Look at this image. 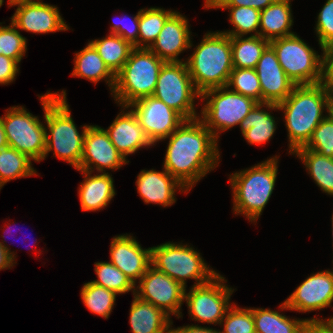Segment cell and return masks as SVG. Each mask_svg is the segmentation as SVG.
Wrapping results in <instances>:
<instances>
[{
    "instance_id": "cell-1",
    "label": "cell",
    "mask_w": 333,
    "mask_h": 333,
    "mask_svg": "<svg viewBox=\"0 0 333 333\" xmlns=\"http://www.w3.org/2000/svg\"><path fill=\"white\" fill-rule=\"evenodd\" d=\"M168 138L163 168L190 191L218 166V140L199 118L185 120Z\"/></svg>"
},
{
    "instance_id": "cell-2",
    "label": "cell",
    "mask_w": 333,
    "mask_h": 333,
    "mask_svg": "<svg viewBox=\"0 0 333 333\" xmlns=\"http://www.w3.org/2000/svg\"><path fill=\"white\" fill-rule=\"evenodd\" d=\"M284 110L285 126L288 131L289 153L305 147L318 124L329 113L328 93L325 84L296 85L290 95L277 104ZM326 107V108H325ZM325 108V109H324Z\"/></svg>"
},
{
    "instance_id": "cell-3",
    "label": "cell",
    "mask_w": 333,
    "mask_h": 333,
    "mask_svg": "<svg viewBox=\"0 0 333 333\" xmlns=\"http://www.w3.org/2000/svg\"><path fill=\"white\" fill-rule=\"evenodd\" d=\"M39 97L44 110V121L47 125L44 159L51 150H54V156L77 169L80 166L84 136L89 125H84L81 134H79L71 117L66 91L63 90L59 94L47 92Z\"/></svg>"
},
{
    "instance_id": "cell-4",
    "label": "cell",
    "mask_w": 333,
    "mask_h": 333,
    "mask_svg": "<svg viewBox=\"0 0 333 333\" xmlns=\"http://www.w3.org/2000/svg\"><path fill=\"white\" fill-rule=\"evenodd\" d=\"M185 62L200 94L226 86L233 70L231 37L219 31L207 32Z\"/></svg>"
},
{
    "instance_id": "cell-5",
    "label": "cell",
    "mask_w": 333,
    "mask_h": 333,
    "mask_svg": "<svg viewBox=\"0 0 333 333\" xmlns=\"http://www.w3.org/2000/svg\"><path fill=\"white\" fill-rule=\"evenodd\" d=\"M277 162L275 156L230 175L235 214L245 215L251 222H256L274 190L278 171Z\"/></svg>"
},
{
    "instance_id": "cell-6",
    "label": "cell",
    "mask_w": 333,
    "mask_h": 333,
    "mask_svg": "<svg viewBox=\"0 0 333 333\" xmlns=\"http://www.w3.org/2000/svg\"><path fill=\"white\" fill-rule=\"evenodd\" d=\"M165 61L147 48H134L129 59L116 74L115 86L111 95L122 106L135 100L153 96L159 72Z\"/></svg>"
},
{
    "instance_id": "cell-7",
    "label": "cell",
    "mask_w": 333,
    "mask_h": 333,
    "mask_svg": "<svg viewBox=\"0 0 333 333\" xmlns=\"http://www.w3.org/2000/svg\"><path fill=\"white\" fill-rule=\"evenodd\" d=\"M151 249V266L186 288V279H195L194 286L209 282L218 273L208 267L193 247L171 242Z\"/></svg>"
},
{
    "instance_id": "cell-8",
    "label": "cell",
    "mask_w": 333,
    "mask_h": 333,
    "mask_svg": "<svg viewBox=\"0 0 333 333\" xmlns=\"http://www.w3.org/2000/svg\"><path fill=\"white\" fill-rule=\"evenodd\" d=\"M279 64L295 85L323 82V55L305 43L297 34L269 42Z\"/></svg>"
},
{
    "instance_id": "cell-9",
    "label": "cell",
    "mask_w": 333,
    "mask_h": 333,
    "mask_svg": "<svg viewBox=\"0 0 333 333\" xmlns=\"http://www.w3.org/2000/svg\"><path fill=\"white\" fill-rule=\"evenodd\" d=\"M201 99L206 103L199 119L218 140L219 131L239 125L258 103L254 99L232 91L227 86L204 91Z\"/></svg>"
},
{
    "instance_id": "cell-10",
    "label": "cell",
    "mask_w": 333,
    "mask_h": 333,
    "mask_svg": "<svg viewBox=\"0 0 333 333\" xmlns=\"http://www.w3.org/2000/svg\"><path fill=\"white\" fill-rule=\"evenodd\" d=\"M153 96L177 111L186 120L200 117L196 114L194 99L201 94L193 84L185 60L163 64Z\"/></svg>"
},
{
    "instance_id": "cell-11",
    "label": "cell",
    "mask_w": 333,
    "mask_h": 333,
    "mask_svg": "<svg viewBox=\"0 0 333 333\" xmlns=\"http://www.w3.org/2000/svg\"><path fill=\"white\" fill-rule=\"evenodd\" d=\"M6 111L0 118L8 146L36 162L44 160L46 127L37 116L27 112L22 106H13Z\"/></svg>"
},
{
    "instance_id": "cell-12",
    "label": "cell",
    "mask_w": 333,
    "mask_h": 333,
    "mask_svg": "<svg viewBox=\"0 0 333 333\" xmlns=\"http://www.w3.org/2000/svg\"><path fill=\"white\" fill-rule=\"evenodd\" d=\"M225 278L219 273L209 282L190 288L189 293H184V300L189 309V315L195 321L209 324H220L225 317L230 304L233 288L224 282Z\"/></svg>"
},
{
    "instance_id": "cell-13",
    "label": "cell",
    "mask_w": 333,
    "mask_h": 333,
    "mask_svg": "<svg viewBox=\"0 0 333 333\" xmlns=\"http://www.w3.org/2000/svg\"><path fill=\"white\" fill-rule=\"evenodd\" d=\"M138 283L135 296L162 309L169 316H182L180 310L186 288L179 282L150 265Z\"/></svg>"
},
{
    "instance_id": "cell-14",
    "label": "cell",
    "mask_w": 333,
    "mask_h": 333,
    "mask_svg": "<svg viewBox=\"0 0 333 333\" xmlns=\"http://www.w3.org/2000/svg\"><path fill=\"white\" fill-rule=\"evenodd\" d=\"M130 107L153 145L160 140H165L186 120L154 96L135 100L130 105L124 106L123 110Z\"/></svg>"
},
{
    "instance_id": "cell-15",
    "label": "cell",
    "mask_w": 333,
    "mask_h": 333,
    "mask_svg": "<svg viewBox=\"0 0 333 333\" xmlns=\"http://www.w3.org/2000/svg\"><path fill=\"white\" fill-rule=\"evenodd\" d=\"M332 302L333 270H326L307 277L279 307L305 313L332 306Z\"/></svg>"
},
{
    "instance_id": "cell-16",
    "label": "cell",
    "mask_w": 333,
    "mask_h": 333,
    "mask_svg": "<svg viewBox=\"0 0 333 333\" xmlns=\"http://www.w3.org/2000/svg\"><path fill=\"white\" fill-rule=\"evenodd\" d=\"M127 163L129 160L116 149L104 128L88 126L84 136L83 155L77 169L92 173L96 168L98 173H106L105 169L117 170Z\"/></svg>"
},
{
    "instance_id": "cell-17",
    "label": "cell",
    "mask_w": 333,
    "mask_h": 333,
    "mask_svg": "<svg viewBox=\"0 0 333 333\" xmlns=\"http://www.w3.org/2000/svg\"><path fill=\"white\" fill-rule=\"evenodd\" d=\"M255 70L261 87V103L277 105L284 101L296 86L279 64L270 45L263 51Z\"/></svg>"
},
{
    "instance_id": "cell-18",
    "label": "cell",
    "mask_w": 333,
    "mask_h": 333,
    "mask_svg": "<svg viewBox=\"0 0 333 333\" xmlns=\"http://www.w3.org/2000/svg\"><path fill=\"white\" fill-rule=\"evenodd\" d=\"M16 5L18 8L11 17V22L18 30L46 34L69 29L60 15L58 7L54 5L35 1L14 3L11 7Z\"/></svg>"
},
{
    "instance_id": "cell-19",
    "label": "cell",
    "mask_w": 333,
    "mask_h": 333,
    "mask_svg": "<svg viewBox=\"0 0 333 333\" xmlns=\"http://www.w3.org/2000/svg\"><path fill=\"white\" fill-rule=\"evenodd\" d=\"M111 263L136 285L151 265V249H143L130 235L113 237L110 245Z\"/></svg>"
},
{
    "instance_id": "cell-20",
    "label": "cell",
    "mask_w": 333,
    "mask_h": 333,
    "mask_svg": "<svg viewBox=\"0 0 333 333\" xmlns=\"http://www.w3.org/2000/svg\"><path fill=\"white\" fill-rule=\"evenodd\" d=\"M188 27V19L175 11L149 49L165 62H183L178 55L193 46Z\"/></svg>"
},
{
    "instance_id": "cell-21",
    "label": "cell",
    "mask_w": 333,
    "mask_h": 333,
    "mask_svg": "<svg viewBox=\"0 0 333 333\" xmlns=\"http://www.w3.org/2000/svg\"><path fill=\"white\" fill-rule=\"evenodd\" d=\"M136 186L145 203L159 204L164 208L176 202V189L188 193L187 188L165 169L162 172L154 169L141 170L137 176Z\"/></svg>"
},
{
    "instance_id": "cell-22",
    "label": "cell",
    "mask_w": 333,
    "mask_h": 333,
    "mask_svg": "<svg viewBox=\"0 0 333 333\" xmlns=\"http://www.w3.org/2000/svg\"><path fill=\"white\" fill-rule=\"evenodd\" d=\"M105 131L125 159L138 149L153 145L132 110L126 111V113L121 111Z\"/></svg>"
},
{
    "instance_id": "cell-23",
    "label": "cell",
    "mask_w": 333,
    "mask_h": 333,
    "mask_svg": "<svg viewBox=\"0 0 333 333\" xmlns=\"http://www.w3.org/2000/svg\"><path fill=\"white\" fill-rule=\"evenodd\" d=\"M76 170L85 175L78 189L81 210L98 211L105 208L116 195L112 175L106 172L91 176V172Z\"/></svg>"
},
{
    "instance_id": "cell-24",
    "label": "cell",
    "mask_w": 333,
    "mask_h": 333,
    "mask_svg": "<svg viewBox=\"0 0 333 333\" xmlns=\"http://www.w3.org/2000/svg\"><path fill=\"white\" fill-rule=\"evenodd\" d=\"M132 333H170L171 316L134 295L129 313Z\"/></svg>"
},
{
    "instance_id": "cell-25",
    "label": "cell",
    "mask_w": 333,
    "mask_h": 333,
    "mask_svg": "<svg viewBox=\"0 0 333 333\" xmlns=\"http://www.w3.org/2000/svg\"><path fill=\"white\" fill-rule=\"evenodd\" d=\"M290 0H276L261 11L259 36L269 42L295 34L290 31L293 25Z\"/></svg>"
},
{
    "instance_id": "cell-26",
    "label": "cell",
    "mask_w": 333,
    "mask_h": 333,
    "mask_svg": "<svg viewBox=\"0 0 333 333\" xmlns=\"http://www.w3.org/2000/svg\"><path fill=\"white\" fill-rule=\"evenodd\" d=\"M264 106L270 110L278 109L273 103H257L239 124L242 135L250 144L260 145L269 141L276 130L275 119L262 108Z\"/></svg>"
},
{
    "instance_id": "cell-27",
    "label": "cell",
    "mask_w": 333,
    "mask_h": 333,
    "mask_svg": "<svg viewBox=\"0 0 333 333\" xmlns=\"http://www.w3.org/2000/svg\"><path fill=\"white\" fill-rule=\"evenodd\" d=\"M74 64L72 76L85 78L94 83L104 79L113 92L116 75L104 63L90 42L84 49L75 54Z\"/></svg>"
},
{
    "instance_id": "cell-28",
    "label": "cell",
    "mask_w": 333,
    "mask_h": 333,
    "mask_svg": "<svg viewBox=\"0 0 333 333\" xmlns=\"http://www.w3.org/2000/svg\"><path fill=\"white\" fill-rule=\"evenodd\" d=\"M293 154L303 161L306 170L318 187L323 192L333 196V158L305 147L299 148Z\"/></svg>"
},
{
    "instance_id": "cell-29",
    "label": "cell",
    "mask_w": 333,
    "mask_h": 333,
    "mask_svg": "<svg viewBox=\"0 0 333 333\" xmlns=\"http://www.w3.org/2000/svg\"><path fill=\"white\" fill-rule=\"evenodd\" d=\"M90 43L115 75L122 69L134 49L130 42L114 33L102 39L92 40Z\"/></svg>"
},
{
    "instance_id": "cell-30",
    "label": "cell",
    "mask_w": 333,
    "mask_h": 333,
    "mask_svg": "<svg viewBox=\"0 0 333 333\" xmlns=\"http://www.w3.org/2000/svg\"><path fill=\"white\" fill-rule=\"evenodd\" d=\"M256 333H305L308 319H290L277 311L253 309Z\"/></svg>"
},
{
    "instance_id": "cell-31",
    "label": "cell",
    "mask_w": 333,
    "mask_h": 333,
    "mask_svg": "<svg viewBox=\"0 0 333 333\" xmlns=\"http://www.w3.org/2000/svg\"><path fill=\"white\" fill-rule=\"evenodd\" d=\"M269 41L261 36L231 37L232 64L233 68L255 69L259 59Z\"/></svg>"
},
{
    "instance_id": "cell-32",
    "label": "cell",
    "mask_w": 333,
    "mask_h": 333,
    "mask_svg": "<svg viewBox=\"0 0 333 333\" xmlns=\"http://www.w3.org/2000/svg\"><path fill=\"white\" fill-rule=\"evenodd\" d=\"M31 160L15 148L0 149V189L11 180L36 175Z\"/></svg>"
},
{
    "instance_id": "cell-33",
    "label": "cell",
    "mask_w": 333,
    "mask_h": 333,
    "mask_svg": "<svg viewBox=\"0 0 333 333\" xmlns=\"http://www.w3.org/2000/svg\"><path fill=\"white\" fill-rule=\"evenodd\" d=\"M174 12L156 7L140 9L138 48L149 49L156 41L166 20Z\"/></svg>"
},
{
    "instance_id": "cell-34",
    "label": "cell",
    "mask_w": 333,
    "mask_h": 333,
    "mask_svg": "<svg viewBox=\"0 0 333 333\" xmlns=\"http://www.w3.org/2000/svg\"><path fill=\"white\" fill-rule=\"evenodd\" d=\"M116 293L94 284L87 282L81 289V298L87 309L105 319L109 318L116 301Z\"/></svg>"
},
{
    "instance_id": "cell-35",
    "label": "cell",
    "mask_w": 333,
    "mask_h": 333,
    "mask_svg": "<svg viewBox=\"0 0 333 333\" xmlns=\"http://www.w3.org/2000/svg\"><path fill=\"white\" fill-rule=\"evenodd\" d=\"M205 8H221L230 10L229 21L234 26V30L224 31L223 33L234 36H245L248 33H253L251 36L259 35V24L261 11L250 7H207L205 1Z\"/></svg>"
},
{
    "instance_id": "cell-36",
    "label": "cell",
    "mask_w": 333,
    "mask_h": 333,
    "mask_svg": "<svg viewBox=\"0 0 333 333\" xmlns=\"http://www.w3.org/2000/svg\"><path fill=\"white\" fill-rule=\"evenodd\" d=\"M94 264L98 279L91 281L92 283L105 287L116 294H125L133 290V295H135L136 285L111 262Z\"/></svg>"
},
{
    "instance_id": "cell-37",
    "label": "cell",
    "mask_w": 333,
    "mask_h": 333,
    "mask_svg": "<svg viewBox=\"0 0 333 333\" xmlns=\"http://www.w3.org/2000/svg\"><path fill=\"white\" fill-rule=\"evenodd\" d=\"M232 91L250 97L261 103V87L256 70L253 68H233L227 85Z\"/></svg>"
},
{
    "instance_id": "cell-38",
    "label": "cell",
    "mask_w": 333,
    "mask_h": 333,
    "mask_svg": "<svg viewBox=\"0 0 333 333\" xmlns=\"http://www.w3.org/2000/svg\"><path fill=\"white\" fill-rule=\"evenodd\" d=\"M220 325L224 326L221 333H256L253 308L240 309L234 304L227 310Z\"/></svg>"
},
{
    "instance_id": "cell-39",
    "label": "cell",
    "mask_w": 333,
    "mask_h": 333,
    "mask_svg": "<svg viewBox=\"0 0 333 333\" xmlns=\"http://www.w3.org/2000/svg\"><path fill=\"white\" fill-rule=\"evenodd\" d=\"M26 40L12 22L9 26H0V54L20 63L27 51Z\"/></svg>"
},
{
    "instance_id": "cell-40",
    "label": "cell",
    "mask_w": 333,
    "mask_h": 333,
    "mask_svg": "<svg viewBox=\"0 0 333 333\" xmlns=\"http://www.w3.org/2000/svg\"><path fill=\"white\" fill-rule=\"evenodd\" d=\"M305 148L333 158V114L318 124Z\"/></svg>"
},
{
    "instance_id": "cell-41",
    "label": "cell",
    "mask_w": 333,
    "mask_h": 333,
    "mask_svg": "<svg viewBox=\"0 0 333 333\" xmlns=\"http://www.w3.org/2000/svg\"><path fill=\"white\" fill-rule=\"evenodd\" d=\"M316 30L320 48L333 42V0H327L318 14Z\"/></svg>"
},
{
    "instance_id": "cell-42",
    "label": "cell",
    "mask_w": 333,
    "mask_h": 333,
    "mask_svg": "<svg viewBox=\"0 0 333 333\" xmlns=\"http://www.w3.org/2000/svg\"><path fill=\"white\" fill-rule=\"evenodd\" d=\"M139 17L140 11L132 17V21L130 23L128 22L129 24L124 23L127 17L121 18L120 22L115 21L111 26L110 33L121 36L124 40L130 42L134 48H138Z\"/></svg>"
},
{
    "instance_id": "cell-43",
    "label": "cell",
    "mask_w": 333,
    "mask_h": 333,
    "mask_svg": "<svg viewBox=\"0 0 333 333\" xmlns=\"http://www.w3.org/2000/svg\"><path fill=\"white\" fill-rule=\"evenodd\" d=\"M207 7H250L262 11L276 0H205Z\"/></svg>"
},
{
    "instance_id": "cell-44",
    "label": "cell",
    "mask_w": 333,
    "mask_h": 333,
    "mask_svg": "<svg viewBox=\"0 0 333 333\" xmlns=\"http://www.w3.org/2000/svg\"><path fill=\"white\" fill-rule=\"evenodd\" d=\"M19 64L16 60L0 54V84L12 83L19 72Z\"/></svg>"
},
{
    "instance_id": "cell-45",
    "label": "cell",
    "mask_w": 333,
    "mask_h": 333,
    "mask_svg": "<svg viewBox=\"0 0 333 333\" xmlns=\"http://www.w3.org/2000/svg\"><path fill=\"white\" fill-rule=\"evenodd\" d=\"M323 78H333V42L323 47Z\"/></svg>"
},
{
    "instance_id": "cell-46",
    "label": "cell",
    "mask_w": 333,
    "mask_h": 333,
    "mask_svg": "<svg viewBox=\"0 0 333 333\" xmlns=\"http://www.w3.org/2000/svg\"><path fill=\"white\" fill-rule=\"evenodd\" d=\"M305 333H333V330L323 319L314 316L313 319L307 320Z\"/></svg>"
},
{
    "instance_id": "cell-47",
    "label": "cell",
    "mask_w": 333,
    "mask_h": 333,
    "mask_svg": "<svg viewBox=\"0 0 333 333\" xmlns=\"http://www.w3.org/2000/svg\"><path fill=\"white\" fill-rule=\"evenodd\" d=\"M5 241L0 242V270L13 267L15 262V253L4 244ZM15 263V264H14Z\"/></svg>"
},
{
    "instance_id": "cell-48",
    "label": "cell",
    "mask_w": 333,
    "mask_h": 333,
    "mask_svg": "<svg viewBox=\"0 0 333 333\" xmlns=\"http://www.w3.org/2000/svg\"><path fill=\"white\" fill-rule=\"evenodd\" d=\"M170 333H221L219 330L213 328H206L198 325H187L183 327H178L176 329L171 328Z\"/></svg>"
},
{
    "instance_id": "cell-49",
    "label": "cell",
    "mask_w": 333,
    "mask_h": 333,
    "mask_svg": "<svg viewBox=\"0 0 333 333\" xmlns=\"http://www.w3.org/2000/svg\"><path fill=\"white\" fill-rule=\"evenodd\" d=\"M326 86L329 101V112H333V78H323Z\"/></svg>"
},
{
    "instance_id": "cell-50",
    "label": "cell",
    "mask_w": 333,
    "mask_h": 333,
    "mask_svg": "<svg viewBox=\"0 0 333 333\" xmlns=\"http://www.w3.org/2000/svg\"><path fill=\"white\" fill-rule=\"evenodd\" d=\"M8 147L5 130L0 118V149Z\"/></svg>"
},
{
    "instance_id": "cell-51",
    "label": "cell",
    "mask_w": 333,
    "mask_h": 333,
    "mask_svg": "<svg viewBox=\"0 0 333 333\" xmlns=\"http://www.w3.org/2000/svg\"><path fill=\"white\" fill-rule=\"evenodd\" d=\"M40 1V0H38ZM19 2H35V0H8V5L11 6L14 3H19Z\"/></svg>"
},
{
    "instance_id": "cell-52",
    "label": "cell",
    "mask_w": 333,
    "mask_h": 333,
    "mask_svg": "<svg viewBox=\"0 0 333 333\" xmlns=\"http://www.w3.org/2000/svg\"><path fill=\"white\" fill-rule=\"evenodd\" d=\"M333 330V317L328 318L327 320H324Z\"/></svg>"
},
{
    "instance_id": "cell-53",
    "label": "cell",
    "mask_w": 333,
    "mask_h": 333,
    "mask_svg": "<svg viewBox=\"0 0 333 333\" xmlns=\"http://www.w3.org/2000/svg\"><path fill=\"white\" fill-rule=\"evenodd\" d=\"M332 235H333V215H332Z\"/></svg>"
},
{
    "instance_id": "cell-54",
    "label": "cell",
    "mask_w": 333,
    "mask_h": 333,
    "mask_svg": "<svg viewBox=\"0 0 333 333\" xmlns=\"http://www.w3.org/2000/svg\"><path fill=\"white\" fill-rule=\"evenodd\" d=\"M4 0H0V7L3 5Z\"/></svg>"
}]
</instances>
